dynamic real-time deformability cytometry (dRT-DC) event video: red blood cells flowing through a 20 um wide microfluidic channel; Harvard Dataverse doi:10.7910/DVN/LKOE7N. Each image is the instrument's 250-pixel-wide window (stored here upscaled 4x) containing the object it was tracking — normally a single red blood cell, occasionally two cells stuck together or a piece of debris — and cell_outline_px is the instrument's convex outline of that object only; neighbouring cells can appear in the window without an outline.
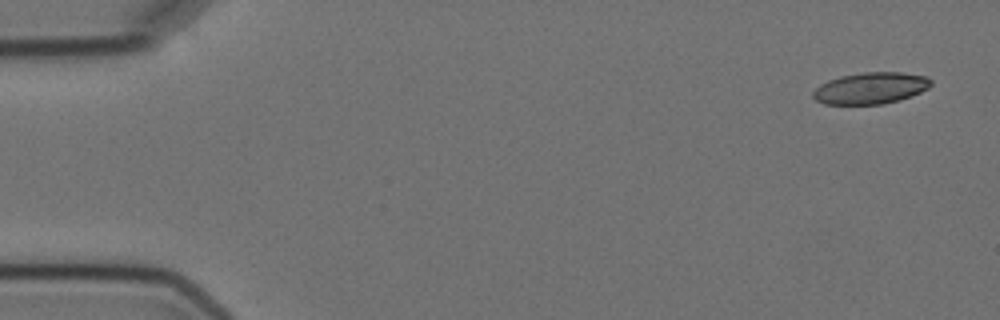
{"species": "Egyptian fruit bat (a non-hibernating species)", "species_latin": "Rousettus aegyptiacus", "temperature_condition": "cold", "stored_images_in_passage": 6, "camera_frame_rate_fps": 3000, "um_per_image_px": 0.085, "animal": {"sex": "female"}, "frame": {"image": 1, "passage_image": 1, "time_ms": 0.0, "image_size_px": [1000, 320], "cell_outline_px": [[932, 84], [928, 88], [912, 96], [900, 100], [884, 104], [824, 104], [816, 100], [812, 96], [812, 92], [820, 84], [828, 80], [840, 76], [864, 72], [900, 72], [928, 76], [932, 80]], "centroid_in_image_um": [74.02, 7.49], "position_along_channel_um": 11.0, "area_um2": 21.85}}
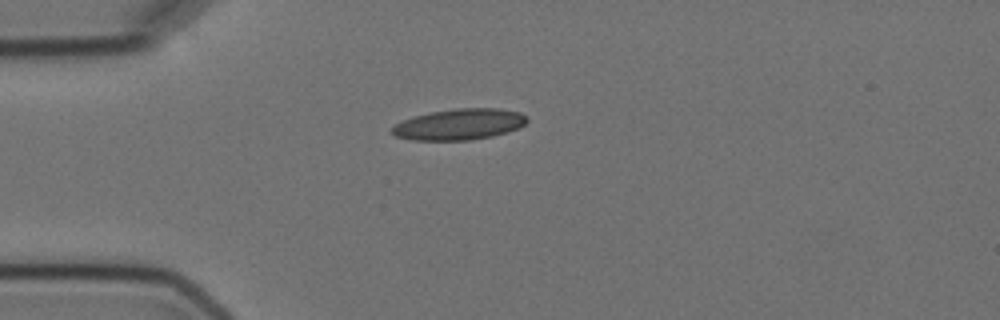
{"frame": {"image": 2, "passage_image": 4, "time_ms": 4.0, "image_size_px": [1000, 320], "cell_outline_px": [[528, 120], [520, 128], [492, 136], [472, 140], [412, 140], [396, 136], [392, 132], [392, 128], [396, 124], [404, 120], [416, 116], [432, 112], [456, 108], [500, 108], [520, 112], [528, 116]], "centroid_in_image_um": [39.11, 10.56], "position_along_channel_um": 45.9, "area_um2": 24.33}}
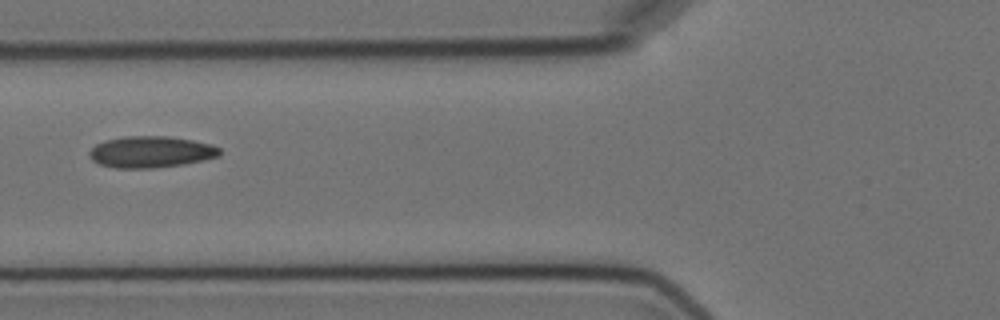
{"frame": {"image": 3, "passage_image": 6, "time_ms": 6.333, "image_size_px": [1000, 320], "cell_outline_px": [[220, 156], [184, 164], [152, 168], [116, 168], [100, 164], [92, 160], [88, 156], [88, 152], [96, 144], [104, 140], [124, 136], [168, 136], [192, 140], [212, 144], [220, 148]], "centroid_in_image_um": [12.81, 12.91], "position_along_channel_um": 113.0, "area_um2": 23.99}}